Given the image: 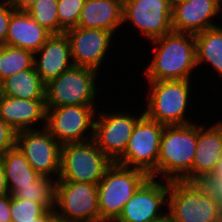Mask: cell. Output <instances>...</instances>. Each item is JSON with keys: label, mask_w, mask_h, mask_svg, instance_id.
Returning a JSON list of instances; mask_svg holds the SVG:
<instances>
[{"label": "cell", "mask_w": 222, "mask_h": 222, "mask_svg": "<svg viewBox=\"0 0 222 222\" xmlns=\"http://www.w3.org/2000/svg\"><path fill=\"white\" fill-rule=\"evenodd\" d=\"M151 42L157 46L145 69L148 81L190 80L192 69L197 67L194 34L172 31Z\"/></svg>", "instance_id": "6da1fadb"}, {"label": "cell", "mask_w": 222, "mask_h": 222, "mask_svg": "<svg viewBox=\"0 0 222 222\" xmlns=\"http://www.w3.org/2000/svg\"><path fill=\"white\" fill-rule=\"evenodd\" d=\"M197 146V124L165 125L157 161V177L192 182V163Z\"/></svg>", "instance_id": "7a4b0ae2"}, {"label": "cell", "mask_w": 222, "mask_h": 222, "mask_svg": "<svg viewBox=\"0 0 222 222\" xmlns=\"http://www.w3.org/2000/svg\"><path fill=\"white\" fill-rule=\"evenodd\" d=\"M149 177L143 170L113 163L97 184L100 222H114Z\"/></svg>", "instance_id": "3957f363"}, {"label": "cell", "mask_w": 222, "mask_h": 222, "mask_svg": "<svg viewBox=\"0 0 222 222\" xmlns=\"http://www.w3.org/2000/svg\"><path fill=\"white\" fill-rule=\"evenodd\" d=\"M113 162L93 139L61 146L60 173L57 181L98 184Z\"/></svg>", "instance_id": "277c9868"}, {"label": "cell", "mask_w": 222, "mask_h": 222, "mask_svg": "<svg viewBox=\"0 0 222 222\" xmlns=\"http://www.w3.org/2000/svg\"><path fill=\"white\" fill-rule=\"evenodd\" d=\"M168 214L174 222H219V202L207 197L193 182L169 181Z\"/></svg>", "instance_id": "5b68a950"}, {"label": "cell", "mask_w": 222, "mask_h": 222, "mask_svg": "<svg viewBox=\"0 0 222 222\" xmlns=\"http://www.w3.org/2000/svg\"><path fill=\"white\" fill-rule=\"evenodd\" d=\"M150 93L144 114L164 125L192 123L185 118L188 106L190 80L148 81Z\"/></svg>", "instance_id": "8992f818"}, {"label": "cell", "mask_w": 222, "mask_h": 222, "mask_svg": "<svg viewBox=\"0 0 222 222\" xmlns=\"http://www.w3.org/2000/svg\"><path fill=\"white\" fill-rule=\"evenodd\" d=\"M98 72L73 65L46 84V108L66 105L94 106Z\"/></svg>", "instance_id": "52a82bcc"}, {"label": "cell", "mask_w": 222, "mask_h": 222, "mask_svg": "<svg viewBox=\"0 0 222 222\" xmlns=\"http://www.w3.org/2000/svg\"><path fill=\"white\" fill-rule=\"evenodd\" d=\"M54 213L69 222H100L97 184L57 181Z\"/></svg>", "instance_id": "ba28073f"}, {"label": "cell", "mask_w": 222, "mask_h": 222, "mask_svg": "<svg viewBox=\"0 0 222 222\" xmlns=\"http://www.w3.org/2000/svg\"><path fill=\"white\" fill-rule=\"evenodd\" d=\"M164 127V124L151 120L144 114L133 128L124 155L116 163L131 168L133 166L155 178Z\"/></svg>", "instance_id": "9c48e42d"}, {"label": "cell", "mask_w": 222, "mask_h": 222, "mask_svg": "<svg viewBox=\"0 0 222 222\" xmlns=\"http://www.w3.org/2000/svg\"><path fill=\"white\" fill-rule=\"evenodd\" d=\"M95 106L66 105L47 108L44 128L61 144L79 143L93 139ZM92 129L88 136L86 132Z\"/></svg>", "instance_id": "30bf717a"}, {"label": "cell", "mask_w": 222, "mask_h": 222, "mask_svg": "<svg viewBox=\"0 0 222 222\" xmlns=\"http://www.w3.org/2000/svg\"><path fill=\"white\" fill-rule=\"evenodd\" d=\"M15 146L40 176L59 179L62 145L44 127L17 132Z\"/></svg>", "instance_id": "8fae6325"}, {"label": "cell", "mask_w": 222, "mask_h": 222, "mask_svg": "<svg viewBox=\"0 0 222 222\" xmlns=\"http://www.w3.org/2000/svg\"><path fill=\"white\" fill-rule=\"evenodd\" d=\"M143 115L144 112L139 117L116 112L100 113L97 119L95 117L93 140L113 163L124 155L133 128Z\"/></svg>", "instance_id": "7c38bea8"}, {"label": "cell", "mask_w": 222, "mask_h": 222, "mask_svg": "<svg viewBox=\"0 0 222 222\" xmlns=\"http://www.w3.org/2000/svg\"><path fill=\"white\" fill-rule=\"evenodd\" d=\"M127 20L151 41L173 31L169 0H124L123 22Z\"/></svg>", "instance_id": "4fadbf2b"}, {"label": "cell", "mask_w": 222, "mask_h": 222, "mask_svg": "<svg viewBox=\"0 0 222 222\" xmlns=\"http://www.w3.org/2000/svg\"><path fill=\"white\" fill-rule=\"evenodd\" d=\"M155 179L149 177L140 186L114 222H150L164 215L159 211L167 203L169 181L164 185Z\"/></svg>", "instance_id": "5bb4252c"}, {"label": "cell", "mask_w": 222, "mask_h": 222, "mask_svg": "<svg viewBox=\"0 0 222 222\" xmlns=\"http://www.w3.org/2000/svg\"><path fill=\"white\" fill-rule=\"evenodd\" d=\"M75 66L87 67L98 72L110 48L112 32L102 29L76 27L65 32Z\"/></svg>", "instance_id": "9a60e30c"}, {"label": "cell", "mask_w": 222, "mask_h": 222, "mask_svg": "<svg viewBox=\"0 0 222 222\" xmlns=\"http://www.w3.org/2000/svg\"><path fill=\"white\" fill-rule=\"evenodd\" d=\"M221 0H188L172 8V29L196 34L216 27L212 17L221 12Z\"/></svg>", "instance_id": "2e32d148"}, {"label": "cell", "mask_w": 222, "mask_h": 222, "mask_svg": "<svg viewBox=\"0 0 222 222\" xmlns=\"http://www.w3.org/2000/svg\"><path fill=\"white\" fill-rule=\"evenodd\" d=\"M37 53L40 56L38 59L35 57ZM73 65L70 44L65 33L52 34L34 53L33 66L46 84Z\"/></svg>", "instance_id": "e0dca14e"}, {"label": "cell", "mask_w": 222, "mask_h": 222, "mask_svg": "<svg viewBox=\"0 0 222 222\" xmlns=\"http://www.w3.org/2000/svg\"><path fill=\"white\" fill-rule=\"evenodd\" d=\"M45 99H21L2 95L0 118L14 131L33 130L38 121H46Z\"/></svg>", "instance_id": "ac0fdd59"}, {"label": "cell", "mask_w": 222, "mask_h": 222, "mask_svg": "<svg viewBox=\"0 0 222 222\" xmlns=\"http://www.w3.org/2000/svg\"><path fill=\"white\" fill-rule=\"evenodd\" d=\"M192 163V182L202 174L214 172L222 156V122L211 127L197 125V146Z\"/></svg>", "instance_id": "d6986e66"}, {"label": "cell", "mask_w": 222, "mask_h": 222, "mask_svg": "<svg viewBox=\"0 0 222 222\" xmlns=\"http://www.w3.org/2000/svg\"><path fill=\"white\" fill-rule=\"evenodd\" d=\"M51 35L26 11L14 10L4 45L26 49L35 53Z\"/></svg>", "instance_id": "ffe728a7"}, {"label": "cell", "mask_w": 222, "mask_h": 222, "mask_svg": "<svg viewBox=\"0 0 222 222\" xmlns=\"http://www.w3.org/2000/svg\"><path fill=\"white\" fill-rule=\"evenodd\" d=\"M122 23V0H86L77 27L102 29L114 34Z\"/></svg>", "instance_id": "44dd1931"}, {"label": "cell", "mask_w": 222, "mask_h": 222, "mask_svg": "<svg viewBox=\"0 0 222 222\" xmlns=\"http://www.w3.org/2000/svg\"><path fill=\"white\" fill-rule=\"evenodd\" d=\"M0 160L10 194L21 186H33L40 177L16 146L7 150Z\"/></svg>", "instance_id": "7402d4cb"}, {"label": "cell", "mask_w": 222, "mask_h": 222, "mask_svg": "<svg viewBox=\"0 0 222 222\" xmlns=\"http://www.w3.org/2000/svg\"><path fill=\"white\" fill-rule=\"evenodd\" d=\"M2 95L21 99H46V83L34 67L21 70L2 81Z\"/></svg>", "instance_id": "603a6c76"}, {"label": "cell", "mask_w": 222, "mask_h": 222, "mask_svg": "<svg viewBox=\"0 0 222 222\" xmlns=\"http://www.w3.org/2000/svg\"><path fill=\"white\" fill-rule=\"evenodd\" d=\"M197 66L210 62L222 76V27L216 26L194 34Z\"/></svg>", "instance_id": "cb8c5ba5"}, {"label": "cell", "mask_w": 222, "mask_h": 222, "mask_svg": "<svg viewBox=\"0 0 222 222\" xmlns=\"http://www.w3.org/2000/svg\"><path fill=\"white\" fill-rule=\"evenodd\" d=\"M52 177L40 176L33 186H21L11 196L36 203H42L48 210H54L56 182Z\"/></svg>", "instance_id": "d4e9b609"}, {"label": "cell", "mask_w": 222, "mask_h": 222, "mask_svg": "<svg viewBox=\"0 0 222 222\" xmlns=\"http://www.w3.org/2000/svg\"><path fill=\"white\" fill-rule=\"evenodd\" d=\"M34 53L32 51L8 45H0V80L15 73L33 68Z\"/></svg>", "instance_id": "484cf974"}, {"label": "cell", "mask_w": 222, "mask_h": 222, "mask_svg": "<svg viewBox=\"0 0 222 222\" xmlns=\"http://www.w3.org/2000/svg\"><path fill=\"white\" fill-rule=\"evenodd\" d=\"M58 0H37L26 12L51 34H59Z\"/></svg>", "instance_id": "4316f807"}, {"label": "cell", "mask_w": 222, "mask_h": 222, "mask_svg": "<svg viewBox=\"0 0 222 222\" xmlns=\"http://www.w3.org/2000/svg\"><path fill=\"white\" fill-rule=\"evenodd\" d=\"M11 222H37L47 208L42 203L14 198L10 194Z\"/></svg>", "instance_id": "83f0119b"}, {"label": "cell", "mask_w": 222, "mask_h": 222, "mask_svg": "<svg viewBox=\"0 0 222 222\" xmlns=\"http://www.w3.org/2000/svg\"><path fill=\"white\" fill-rule=\"evenodd\" d=\"M86 0H58L59 34L76 28Z\"/></svg>", "instance_id": "f1b7e54d"}, {"label": "cell", "mask_w": 222, "mask_h": 222, "mask_svg": "<svg viewBox=\"0 0 222 222\" xmlns=\"http://www.w3.org/2000/svg\"><path fill=\"white\" fill-rule=\"evenodd\" d=\"M193 183L209 198L219 201L222 198V176L214 172L202 174Z\"/></svg>", "instance_id": "f546056e"}, {"label": "cell", "mask_w": 222, "mask_h": 222, "mask_svg": "<svg viewBox=\"0 0 222 222\" xmlns=\"http://www.w3.org/2000/svg\"><path fill=\"white\" fill-rule=\"evenodd\" d=\"M16 133V131L0 118V157L7 150L15 147Z\"/></svg>", "instance_id": "4dcf8cb0"}, {"label": "cell", "mask_w": 222, "mask_h": 222, "mask_svg": "<svg viewBox=\"0 0 222 222\" xmlns=\"http://www.w3.org/2000/svg\"><path fill=\"white\" fill-rule=\"evenodd\" d=\"M13 7L9 0H0V45H4L8 33Z\"/></svg>", "instance_id": "1f68e13d"}, {"label": "cell", "mask_w": 222, "mask_h": 222, "mask_svg": "<svg viewBox=\"0 0 222 222\" xmlns=\"http://www.w3.org/2000/svg\"><path fill=\"white\" fill-rule=\"evenodd\" d=\"M0 222H11L10 194L0 196Z\"/></svg>", "instance_id": "d6a6232c"}, {"label": "cell", "mask_w": 222, "mask_h": 222, "mask_svg": "<svg viewBox=\"0 0 222 222\" xmlns=\"http://www.w3.org/2000/svg\"><path fill=\"white\" fill-rule=\"evenodd\" d=\"M14 10L26 11L37 0H9Z\"/></svg>", "instance_id": "836d02e7"}, {"label": "cell", "mask_w": 222, "mask_h": 222, "mask_svg": "<svg viewBox=\"0 0 222 222\" xmlns=\"http://www.w3.org/2000/svg\"><path fill=\"white\" fill-rule=\"evenodd\" d=\"M7 194H10V193L7 187L3 165L0 160V196L7 195Z\"/></svg>", "instance_id": "e575fe53"}, {"label": "cell", "mask_w": 222, "mask_h": 222, "mask_svg": "<svg viewBox=\"0 0 222 222\" xmlns=\"http://www.w3.org/2000/svg\"><path fill=\"white\" fill-rule=\"evenodd\" d=\"M54 217V210L47 209L40 217H37V222H51Z\"/></svg>", "instance_id": "d590c367"}, {"label": "cell", "mask_w": 222, "mask_h": 222, "mask_svg": "<svg viewBox=\"0 0 222 222\" xmlns=\"http://www.w3.org/2000/svg\"><path fill=\"white\" fill-rule=\"evenodd\" d=\"M150 222H174V221L169 214L165 213L162 217L155 219L153 221H150Z\"/></svg>", "instance_id": "8d00e7d4"}, {"label": "cell", "mask_w": 222, "mask_h": 222, "mask_svg": "<svg viewBox=\"0 0 222 222\" xmlns=\"http://www.w3.org/2000/svg\"><path fill=\"white\" fill-rule=\"evenodd\" d=\"M214 173H216L219 176H222V156L218 162V164L216 165V168L214 170Z\"/></svg>", "instance_id": "74e56055"}, {"label": "cell", "mask_w": 222, "mask_h": 222, "mask_svg": "<svg viewBox=\"0 0 222 222\" xmlns=\"http://www.w3.org/2000/svg\"><path fill=\"white\" fill-rule=\"evenodd\" d=\"M186 1L188 0H169V3H170L171 8H173L175 5H178Z\"/></svg>", "instance_id": "f35d334b"}, {"label": "cell", "mask_w": 222, "mask_h": 222, "mask_svg": "<svg viewBox=\"0 0 222 222\" xmlns=\"http://www.w3.org/2000/svg\"><path fill=\"white\" fill-rule=\"evenodd\" d=\"M51 222H69V221H64V220H61V219H59L57 217H54Z\"/></svg>", "instance_id": "ab89813d"}, {"label": "cell", "mask_w": 222, "mask_h": 222, "mask_svg": "<svg viewBox=\"0 0 222 222\" xmlns=\"http://www.w3.org/2000/svg\"><path fill=\"white\" fill-rule=\"evenodd\" d=\"M2 97V81L0 80V98Z\"/></svg>", "instance_id": "60d3db41"}, {"label": "cell", "mask_w": 222, "mask_h": 222, "mask_svg": "<svg viewBox=\"0 0 222 222\" xmlns=\"http://www.w3.org/2000/svg\"><path fill=\"white\" fill-rule=\"evenodd\" d=\"M218 202H219V206H220V209H221V212H222V198Z\"/></svg>", "instance_id": "b9f144b4"}]
</instances>
